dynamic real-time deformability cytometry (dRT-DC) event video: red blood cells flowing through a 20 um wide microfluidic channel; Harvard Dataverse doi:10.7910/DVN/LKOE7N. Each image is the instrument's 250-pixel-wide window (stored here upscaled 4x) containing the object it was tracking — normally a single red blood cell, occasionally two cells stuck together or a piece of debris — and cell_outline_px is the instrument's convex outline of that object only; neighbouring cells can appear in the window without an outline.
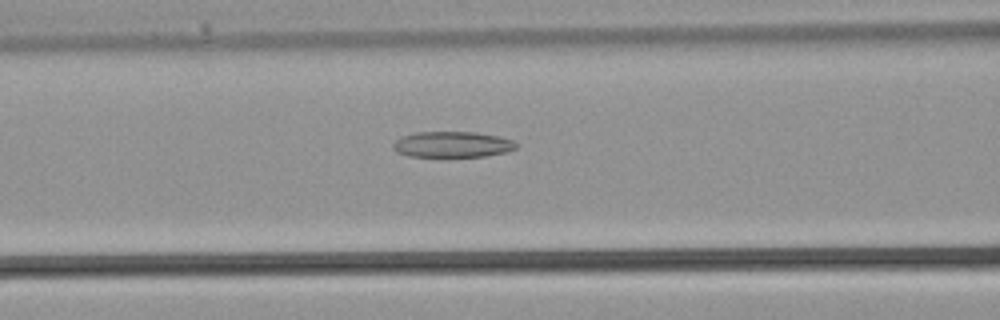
{"species": "common noctule bat (a hibernating species)", "species_latin": "Nyctalus noctula", "temperature_condition": "warm", "stored_images_in_passage": 35, "camera_frame_rate_fps": 3000, "um_per_image_px": 0.085, "animal": {"sex": "male", "body_mass_g": 21.5, "forearm_length_mm": 52.0}, "frame": {"image": 1, "passage_image": 14, "time_ms": 4.333, "image_size_px": [1000, 320], "cell_outline_px": [[520, 144], [516, 148], [508, 152], [488, 156], [408, 156], [396, 152], [392, 148], [392, 144], [400, 136], [416, 132], [476, 132], [500, 136], [512, 140]], "centroid_in_image_um": [38.47, 12.27], "position_along_channel_um": 128.1, "area_um2": 18.79}}
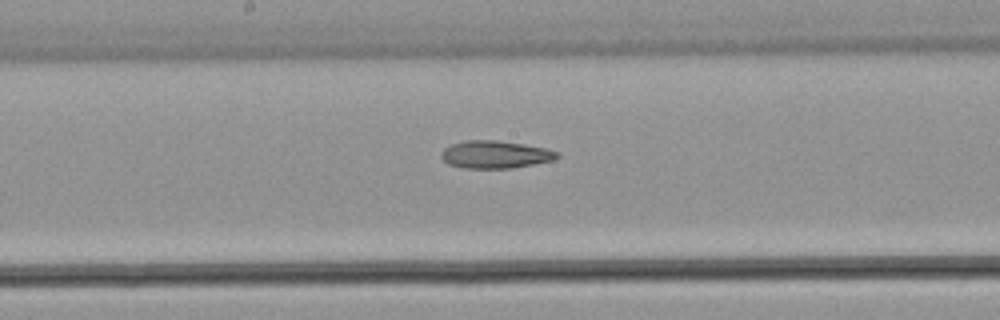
{"frame": {"image": 2, "passage_image": 18, "time_ms": 5.667, "image_size_px": [1000, 320], "cell_outline_px": [[560, 156], [556, 160], [512, 168], [464, 168], [448, 164], [440, 156], [440, 152], [444, 148], [452, 144], [464, 140], [496, 140], [524, 144], [548, 148], [560, 152]], "centroid_in_image_um": [42.13, 13.13], "position_along_channel_um": 206.1, "area_um2": 18.9}}
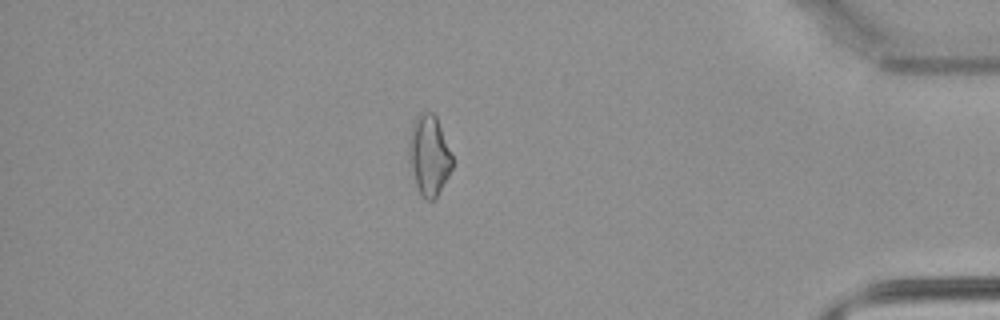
{"frame": {"image": 3, "passage_image": 30, "time_ms": 9.667, "image_size_px": [1000, 320], "cell_outline_px": [[452, 168], [436, 200], [424, 200], [420, 196], [408, 160], [408, 148], [412, 124], [420, 112], [432, 112], [436, 116], [452, 156]], "centroid_in_image_um": [36.46, 13.25], "position_along_channel_um": 398.7, "area_um2": 20.29}}